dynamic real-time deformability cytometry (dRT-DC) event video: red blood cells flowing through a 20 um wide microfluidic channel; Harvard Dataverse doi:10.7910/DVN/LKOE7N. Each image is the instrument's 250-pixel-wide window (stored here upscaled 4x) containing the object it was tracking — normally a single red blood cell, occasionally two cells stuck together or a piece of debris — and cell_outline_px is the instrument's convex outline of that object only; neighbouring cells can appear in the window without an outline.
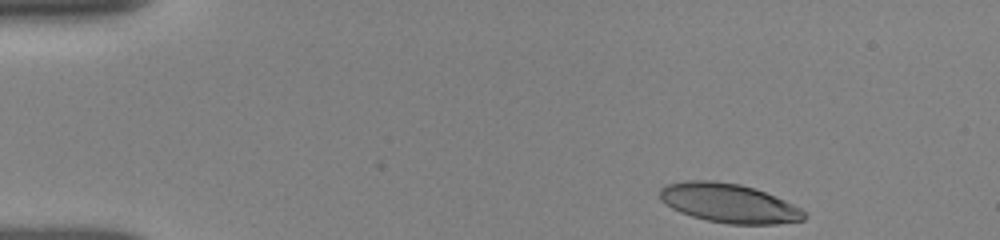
{"species": "human", "species_latin": "Homo sapiens", "temperature_condition": "room temperature", "stored_images_in_passage": 39, "camera_frame_rate_fps": 3000, "um_per_image_px": 0.085, "donor": {"sex": "female"}, "frame": {"image": 1, "passage_image": 1, "time_ms": 0.0, "image_size_px": [1000, 240], "cell_outline_px": [[808, 216], [804, 220], [776, 224], [728, 224], [708, 220], [692, 216], [680, 212], [672, 208], [660, 200], [660, 188], [668, 184], [688, 180], [712, 180], [740, 184], [764, 192], [784, 200], [808, 212]], "centroid_in_image_um": [61.97, 17.27], "position_along_channel_um": 23.0, "area_um2": 32.83}}
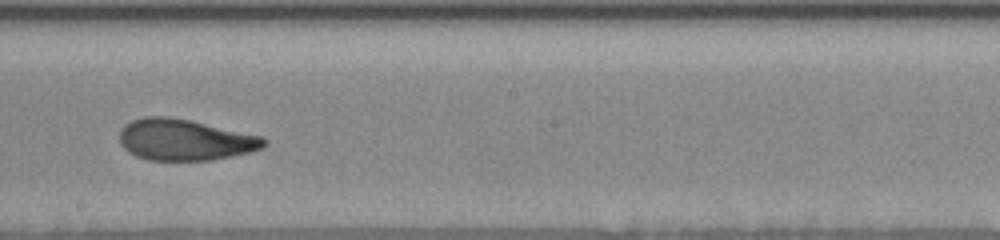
{"frame": {"image": 2, "passage_image": 23, "time_ms": 7.667, "image_size_px": [1000, 240], "cell_outline_px": [[268, 144], [264, 148], [248, 152], [212, 160], [148, 160], [136, 156], [128, 152], [120, 144], [120, 132], [124, 124], [132, 120], [144, 116], [168, 116], [192, 120], [260, 136], [268, 140]], "centroid_in_image_um": [15.69, 11.87], "position_along_channel_um": 232.5, "area_um2": 34.85}}
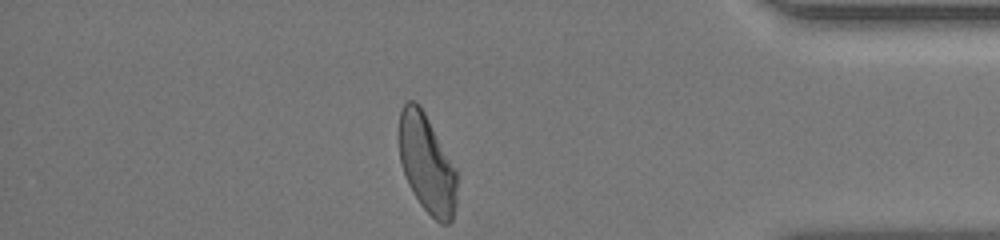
{"frame": {"image": 3, "passage_image": 39, "time_ms": 12.667, "image_size_px": [1000, 240], "cell_outline_px": [[456, 204], [452, 220], [448, 224], [440, 224], [420, 204], [412, 192], [408, 184], [400, 160], [400, 112], [404, 104], [408, 100], [412, 100], [420, 104], [456, 168]], "centroid_in_image_um": [36.29, 13.93], "position_along_channel_um": 398.9, "area_um2": 33.0}, "authors_computed_cell_mechanics": {"area_um2": 34.68, "velocity_mm_per_s": 3.885, "shape_relaxation_time_tau1_ms": 4.5064, "shape_relaxation_time_tau2_ms": 2.0067, "deformation_change_tau1": 0.2143, "deformation_change_tau2": 0.0903}}